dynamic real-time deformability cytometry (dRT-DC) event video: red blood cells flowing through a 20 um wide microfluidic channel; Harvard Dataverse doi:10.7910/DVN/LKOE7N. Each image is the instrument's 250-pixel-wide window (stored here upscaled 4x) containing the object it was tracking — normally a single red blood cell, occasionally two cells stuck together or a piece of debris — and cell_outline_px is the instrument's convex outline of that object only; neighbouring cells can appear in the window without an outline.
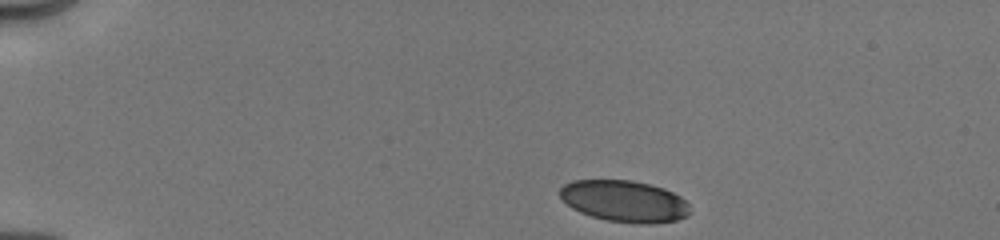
{"species": "human", "species_latin": "Homo sapiens", "temperature_condition": "cold", "stored_images_in_passage": 11, "camera_frame_rate_fps": 3000, "um_per_image_px": 0.085, "donor": {"sex": "male"}, "frame": {"image": 1, "passage_image": 1, "time_ms": 0.0, "image_size_px": [1000, 240], "cell_outline_px": [[692, 212], [688, 216], [676, 220], [652, 224], [640, 224], [608, 220], [592, 216], [580, 212], [572, 208], [560, 196], [560, 188], [564, 184], [572, 180], [632, 180], [664, 188], [680, 196], [688, 204]], "centroid_in_image_um": [53.1, 17.1], "position_along_channel_um": 31.9, "area_um2": 31.5}}
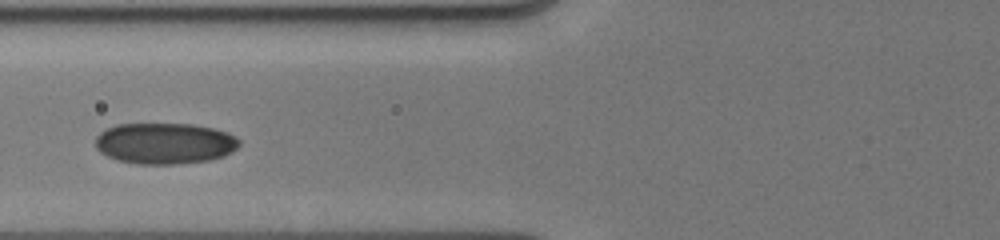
{"frame": {"image": 2, "passage_image": 5, "time_ms": 4.0, "image_size_px": [1000, 240], "cell_outline_px": [[240, 144], [232, 152], [224, 156], [208, 160], [176, 164], [140, 164], [116, 160], [100, 152], [96, 148], [96, 136], [100, 132], [116, 124], [192, 124], [216, 128], [228, 132], [236, 136], [240, 140]], "centroid_in_image_um": [14.03, 12.18], "position_along_channel_um": 111.8, "area_um2": 34.68}}
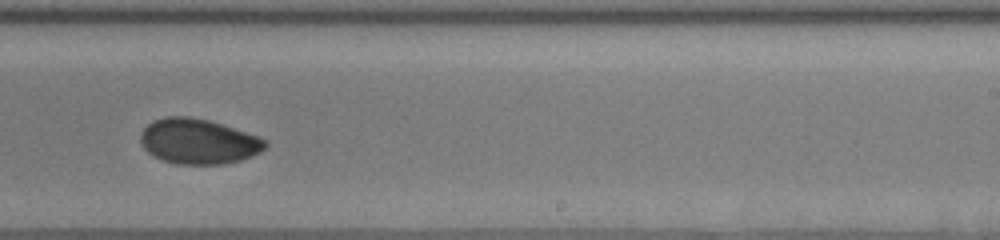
{"frame": {"image": 3, "passage_image": 10, "time_ms": 8.0, "image_size_px": [1000, 240], "cell_outline_px": [[268, 144], [260, 152], [252, 156], [240, 160], [224, 164], [176, 164], [160, 160], [148, 152], [144, 148], [140, 140], [140, 132], [152, 120], [164, 116], [192, 116], [208, 120], [260, 136], [268, 140]], "centroid_in_image_um": [16.85, 12.01], "position_along_channel_um": 272.1, "area_um2": 33.18}}